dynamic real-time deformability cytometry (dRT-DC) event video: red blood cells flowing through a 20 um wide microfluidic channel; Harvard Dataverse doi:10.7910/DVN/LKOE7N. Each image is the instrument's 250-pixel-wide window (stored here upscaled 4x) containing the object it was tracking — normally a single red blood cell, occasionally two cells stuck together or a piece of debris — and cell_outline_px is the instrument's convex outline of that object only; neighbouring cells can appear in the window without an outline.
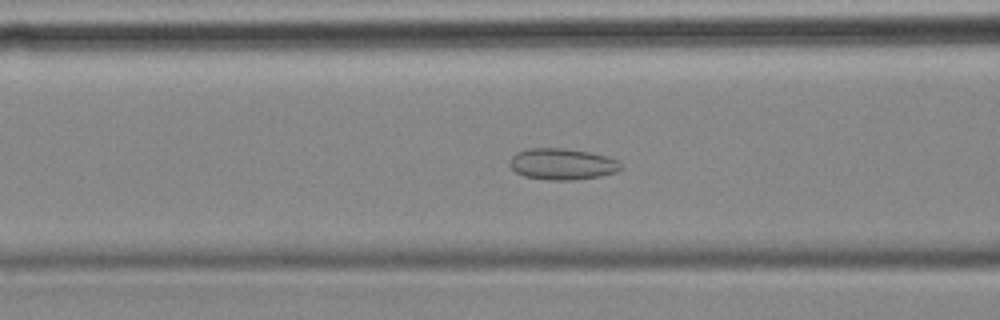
{"species": "common noctule bat (a hibernating species)", "species_latin": "Nyctalus noctula", "temperature_condition": "cold", "stored_images_in_passage": 56, "camera_frame_rate_fps": 3000, "um_per_image_px": 0.085, "animal": {"sex": "female", "body_mass_g": 18.4}, "frame": {"image": 1, "passage_image": 22, "time_ms": 7.0, "image_size_px": [1000, 320], "cell_outline_px": [[624, 168], [616, 172], [600, 176], [576, 180], [548, 180], [524, 176], [516, 172], [508, 164], [508, 160], [516, 152], [528, 148], [564, 148], [588, 152], [604, 156], [616, 160]], "centroid_in_image_um": [47.75, 13.95], "position_along_channel_um": 118.9, "area_um2": 20.35}}
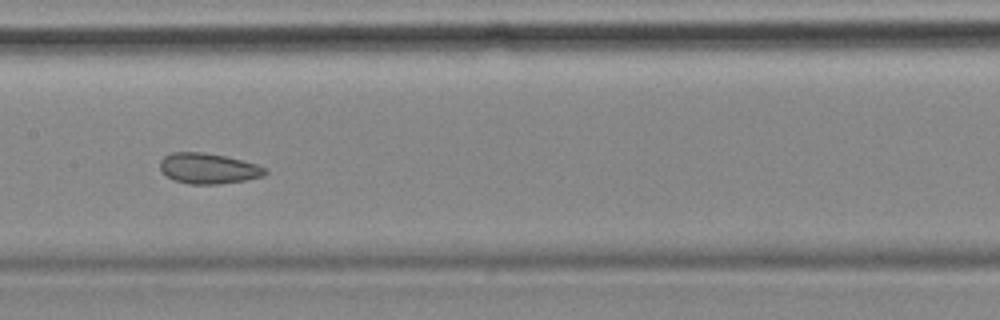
{"frame": {"image": 2, "passage_image": 28, "time_ms": 9.0, "image_size_px": [1000, 320], "cell_outline_px": [[268, 172], [264, 176], [244, 180], [220, 184], [188, 184], [176, 180], [160, 172], [160, 160], [164, 156], [172, 152], [204, 152], [224, 156], [256, 164], [268, 168]], "centroid_in_image_um": [17.71, 14.32], "position_along_channel_um": 189.7, "area_um2": 18.73}}
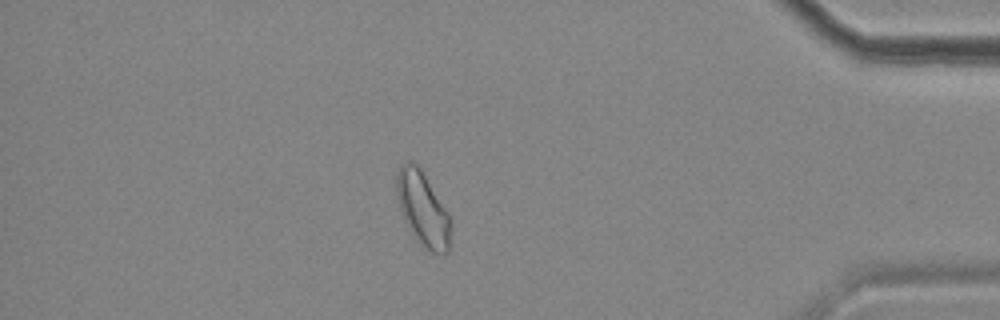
{"frame": {"image": 3, "passage_image": 49, "time_ms": 16.0, "image_size_px": [1000, 320], "cell_outline_px": [[452, 224], [448, 252], [432, 252], [416, 240], [412, 236], [400, 212], [396, 196], [396, 172], [400, 164], [408, 160], [412, 160], [420, 168], [448, 212], [452, 220]], "centroid_in_image_um": [35.91, 17.73], "position_along_channel_um": 399.3, "area_um2": 23.64}, "authors_computed_cell_mechanics": {"area_um2": 21.9351, "velocity_mm_per_s": 3.5487, "shape_relaxation_time_tau1_ms": null, "shape_relaxation_time_tau2_ms": 2.5951, "deformation_change_tau1": null, "deformation_change_tau2": 0.0807}}